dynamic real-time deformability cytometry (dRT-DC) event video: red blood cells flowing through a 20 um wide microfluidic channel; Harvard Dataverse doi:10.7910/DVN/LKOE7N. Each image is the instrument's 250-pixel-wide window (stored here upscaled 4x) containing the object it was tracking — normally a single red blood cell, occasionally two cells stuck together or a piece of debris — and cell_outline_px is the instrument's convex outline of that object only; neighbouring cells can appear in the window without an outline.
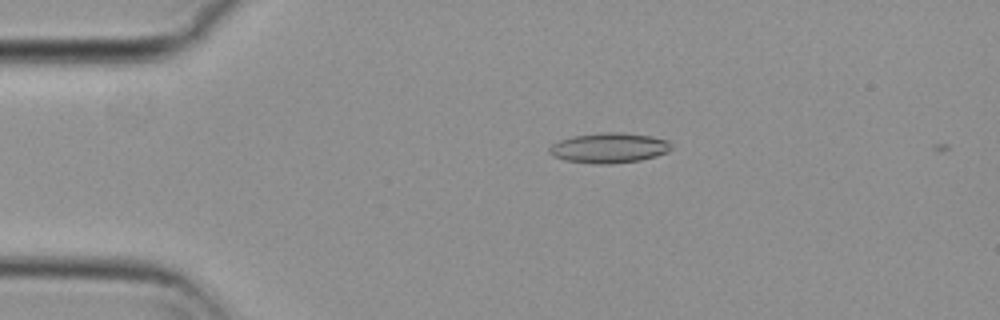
{"species": "common noctule bat (a hibernating species)", "species_latin": "Nyctalus noctula", "temperature_condition": "cold", "stored_images_in_passage": 13, "camera_frame_rate_fps": 3000, "um_per_image_px": 0.085, "animal": {"sex": "female", "body_mass_g": 29.2, "forearm_length_mm": 56.3}, "frame": {"image": 1, "passage_image": 12, "time_ms": 3.667, "image_size_px": [1000, 320], "cell_outline_px": [[672, 148], [668, 152], [656, 156], [640, 160], [612, 164], [596, 164], [564, 160], [552, 156], [548, 152], [548, 148], [552, 144], [560, 140], [572, 136], [604, 132], [620, 132], [652, 136], [668, 140], [672, 144]], "centroid_in_image_um": [51.77, 12.57], "position_along_channel_um": 33.2, "area_um2": 21.62}}